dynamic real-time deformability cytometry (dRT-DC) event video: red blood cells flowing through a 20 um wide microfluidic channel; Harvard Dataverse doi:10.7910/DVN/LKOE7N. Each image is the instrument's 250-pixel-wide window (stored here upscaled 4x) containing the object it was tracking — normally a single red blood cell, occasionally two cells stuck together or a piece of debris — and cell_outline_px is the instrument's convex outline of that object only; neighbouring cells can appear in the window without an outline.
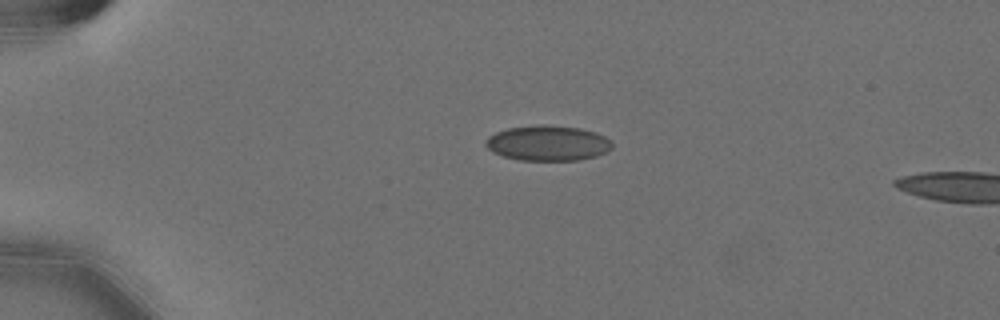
{"species": "Egyptian fruit bat (a non-hibernating species)", "species_latin": "Rousettus aegyptiacus", "temperature_condition": "cold", "stored_images_in_passage": 10, "camera_frame_rate_fps": 3000, "um_per_image_px": 0.085, "animal": {"sex": "female"}, "frame": {"image": 1, "passage_image": 6, "time_ms": 1.667, "image_size_px": [1000, 320], "cell_outline_px": [[612, 148], [608, 152], [596, 156], [580, 160], [520, 160], [504, 156], [492, 152], [484, 144], [484, 140], [488, 136], [496, 132], [508, 128], [536, 124], [540, 124], [580, 128], [604, 136], [612, 144]], "centroid_in_image_um": [46.53, 12.16], "position_along_channel_um": 38.5, "area_um2": 26.01}}